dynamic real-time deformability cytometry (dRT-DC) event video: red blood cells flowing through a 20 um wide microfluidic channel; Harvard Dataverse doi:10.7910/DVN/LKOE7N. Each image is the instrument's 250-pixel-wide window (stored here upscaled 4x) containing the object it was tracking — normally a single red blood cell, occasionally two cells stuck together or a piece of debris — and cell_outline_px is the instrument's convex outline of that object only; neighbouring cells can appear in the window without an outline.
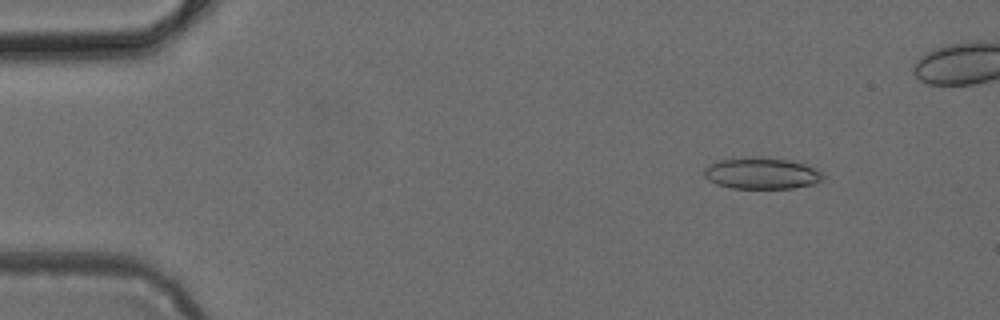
{"species": "common noctule bat (a hibernating species)", "species_latin": "Nyctalus noctula", "temperature_condition": "cold", "stored_images_in_passage": 40, "camera_frame_rate_fps": 3000, "um_per_image_px": 0.085, "animal": {"sex": "female", "body_mass_g": 24.6, "forearm_length_mm": 56.2}, "frame": {"image": 1, "passage_image": 2, "time_ms": 0.333, "image_size_px": [1000, 320], "cell_outline_px": [[824, 176], [816, 184], [792, 188], [732, 188], [716, 184], [708, 180], [704, 176], [704, 172], [712, 164], [720, 160], [740, 156], [764, 156], [788, 160], [808, 164], [820, 168]], "centroid_in_image_um": [64.8, 14.71], "position_along_channel_um": 20.2, "area_um2": 22.2}}
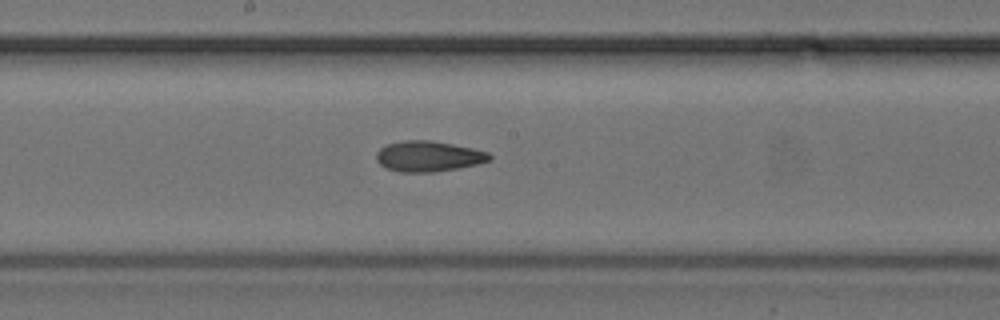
{"frame": {"image": 2, "passage_image": 22, "time_ms": 7.0, "image_size_px": [1000, 320], "cell_outline_px": [[492, 156], [488, 160], [476, 164], [436, 172], [400, 172], [384, 168], [376, 160], [376, 152], [380, 148], [388, 144], [404, 140], [428, 140], [452, 144], [472, 148], [488, 152]], "centroid_in_image_um": [36.36, 13.29], "position_along_channel_um": 211.8, "area_um2": 20.06}}
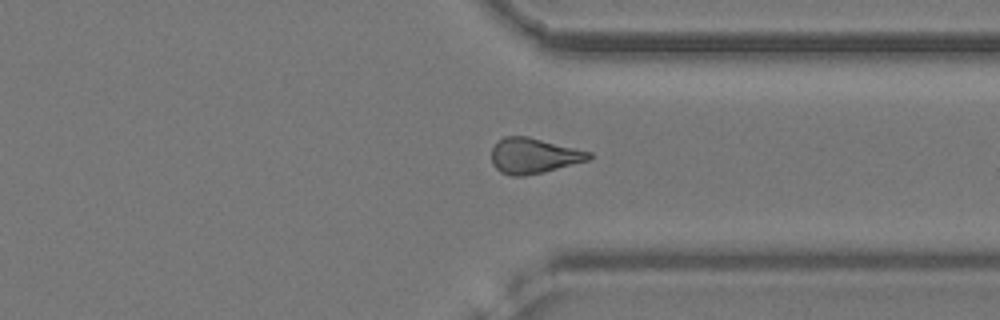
{"frame": {"image": 3, "passage_image": 33, "time_ms": 10.667, "image_size_px": [1000, 320], "cell_outline_px": [[592, 156], [588, 160], [544, 172], [524, 176], [512, 176], [500, 172], [492, 164], [492, 148], [496, 140], [504, 136], [528, 136], [592, 152]], "centroid_in_image_um": [45.33, 13.23], "position_along_channel_um": 366.1, "area_um2": 20.23}}